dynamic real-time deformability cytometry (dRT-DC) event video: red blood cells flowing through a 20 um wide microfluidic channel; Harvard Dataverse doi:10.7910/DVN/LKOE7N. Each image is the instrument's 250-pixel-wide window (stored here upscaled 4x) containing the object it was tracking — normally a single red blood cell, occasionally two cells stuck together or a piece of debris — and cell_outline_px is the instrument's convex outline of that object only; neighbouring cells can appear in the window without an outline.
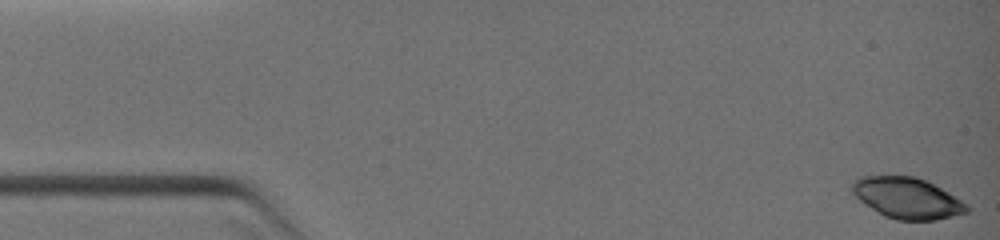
{"species": "common noctule bat (a hibernating species)", "species_latin": "Nyctalus noctula", "temperature_condition": "warm", "stored_images_in_passage": 7, "camera_frame_rate_fps": 3000, "um_per_image_px": 0.085, "animal": {"sex": "female", "body_mass_g": 19.0, "forearm_length_mm": 51.5}, "frame": {"image": 1, "passage_image": 1, "time_ms": 0.0, "image_size_px": [1000, 240], "cell_outline_px": [[972, 208], [968, 212], [936, 220], [896, 220], [884, 216], [864, 204], [848, 188], [852, 180], [860, 176], [916, 176], [948, 192], [968, 204]], "centroid_in_image_um": [77.08, 16.83], "position_along_channel_um": 7.9, "area_um2": 27.57}}
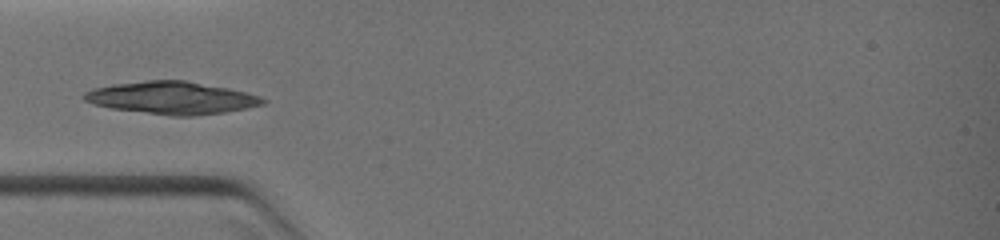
{"frame": {"image": 2, "passage_image": 5, "time_ms": 3.667, "image_size_px": [1000, 240], "cell_outline_px": [[268, 100], [264, 104], [248, 108], [224, 112], [192, 116], [172, 116], [112, 108], [92, 104], [84, 100], [80, 96], [84, 92], [92, 88], [112, 84], [148, 80], [184, 80], [228, 88], [260, 96]], "centroid_in_image_um": [14.57, 8.31], "position_along_channel_um": 70.4, "area_um2": 33.87}}
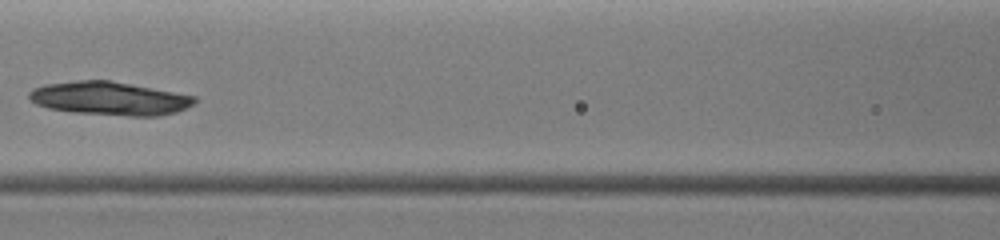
{"frame": {"image": 3, "passage_image": 7, "time_ms": 5.333, "image_size_px": [1000, 240], "cell_outline_px": [[196, 104], [176, 112], [160, 116], [128, 116], [72, 112], [48, 108], [36, 104], [28, 100], [28, 92], [32, 88], [44, 84], [76, 80], [112, 80], [196, 96]], "centroid_in_image_um": [9.3, 8.36], "position_along_channel_um": 157.3, "area_um2": 32.66}}